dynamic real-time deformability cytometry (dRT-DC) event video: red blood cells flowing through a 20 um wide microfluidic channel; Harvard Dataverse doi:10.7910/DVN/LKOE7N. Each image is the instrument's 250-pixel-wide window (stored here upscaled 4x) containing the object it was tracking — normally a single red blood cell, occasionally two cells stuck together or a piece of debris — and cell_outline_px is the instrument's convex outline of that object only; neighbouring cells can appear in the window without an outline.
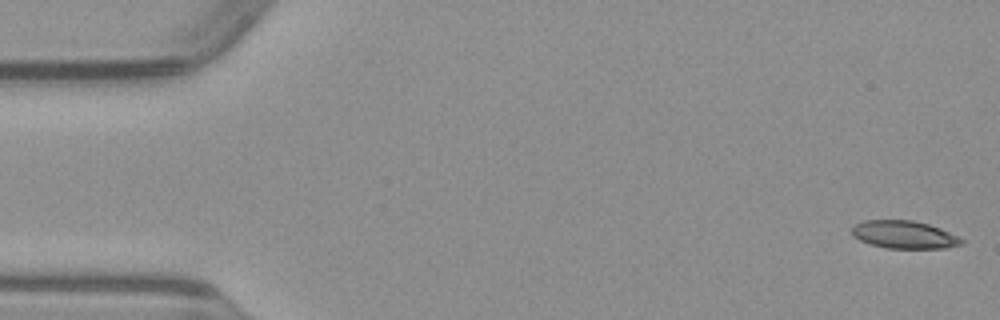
{"species": "common noctule bat (a hibernating species)", "species_latin": "Nyctalus noctula", "temperature_condition": "warm", "stored_images_in_passage": 52, "camera_frame_rate_fps": 3000, "um_per_image_px": 0.085, "animal": {"sex": "male", "body_mass_g": 23.1, "forearm_length_mm": 52.7}, "frame": {"image": 1, "passage_image": 1, "time_ms": 0.0, "image_size_px": [1000, 320], "cell_outline_px": [[964, 244], [944, 248], [884, 248], [860, 240], [852, 236], [852, 228], [856, 224], [864, 220], [912, 220], [928, 224], [940, 228], [960, 236], [964, 240]], "centroid_in_image_um": [76.89, 19.94], "position_along_channel_um": 8.1, "area_um2": 17.8}}
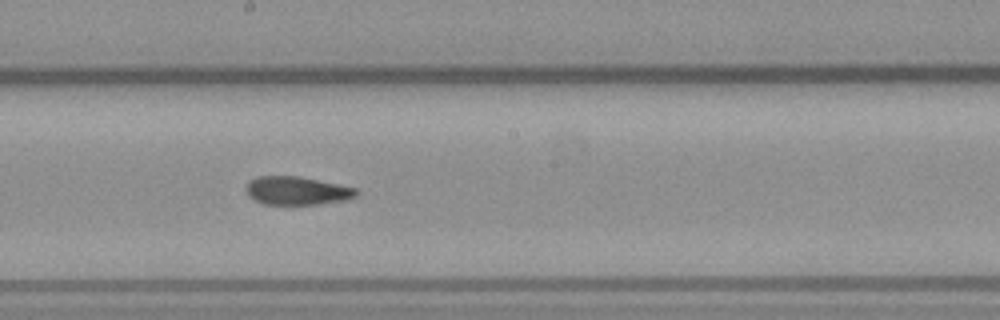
{"frame": {"image": 2, "passage_image": 27, "time_ms": 8.667, "image_size_px": [1000, 320], "cell_outline_px": [[360, 192], [356, 196], [348, 200], [316, 204], [264, 204], [252, 200], [248, 196], [244, 188], [248, 180], [256, 176], [300, 176], [356, 188]], "centroid_in_image_um": [25.2, 16.2], "position_along_channel_um": 223.0, "area_um2": 18.5}}
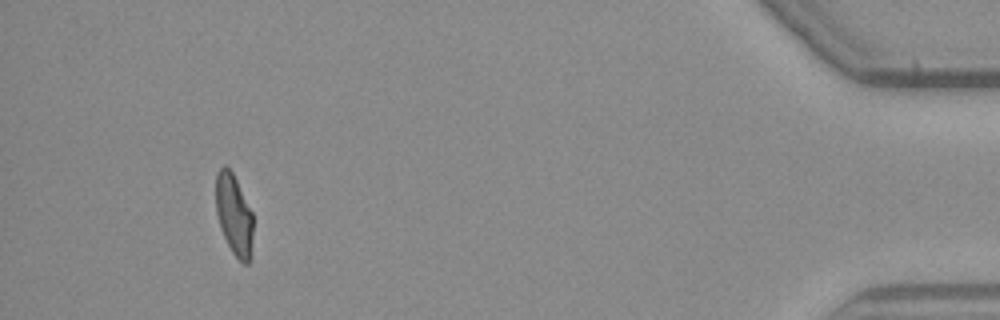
{"frame": {"image": 3, "passage_image": 47, "time_ms": 15.333, "image_size_px": [1000, 320], "cell_outline_px": [[252, 236], [248, 264], [244, 264], [232, 252], [220, 228], [216, 212], [216, 172], [224, 164], [232, 172], [252, 212]], "centroid_in_image_um": [19.86, 18.22], "position_along_channel_um": 415.3, "area_um2": 17.22}}